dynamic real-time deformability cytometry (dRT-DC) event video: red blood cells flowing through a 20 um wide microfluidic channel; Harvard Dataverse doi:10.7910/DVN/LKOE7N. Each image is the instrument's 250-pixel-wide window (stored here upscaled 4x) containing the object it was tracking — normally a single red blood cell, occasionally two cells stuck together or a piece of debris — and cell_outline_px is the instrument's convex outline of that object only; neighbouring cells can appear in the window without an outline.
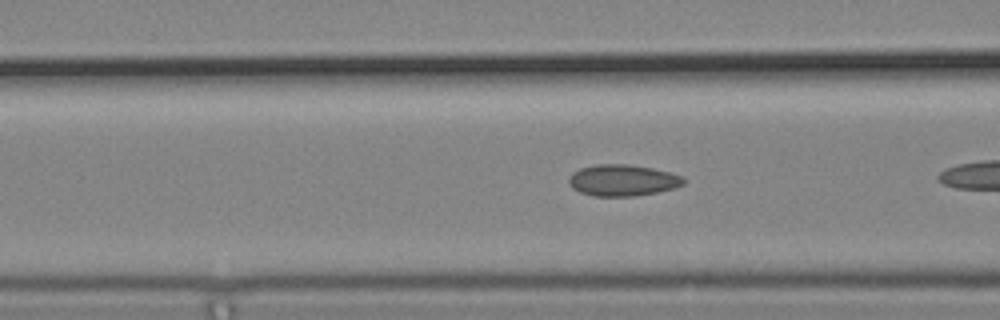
{"species": "common noctule bat (a hibernating species)", "species_latin": "Nyctalus noctula", "temperature_condition": "cold", "stored_images_in_passage": 17, "camera_frame_rate_fps": 3000, "um_per_image_px": 0.085, "animal": {"sex": "male", "body_mass_g": 19.2, "forearm_length_mm": 51.8}, "frame": {"image": 1, "passage_image": 5, "time_ms": 1.333, "image_size_px": [1000, 320], "cell_outline_px": [[684, 184], [676, 188], [636, 196], [592, 196], [580, 192], [572, 188], [568, 184], [568, 180], [572, 172], [580, 168], [596, 164], [628, 164], [652, 168], [672, 172], [684, 176]], "centroid_in_image_um": [52.93, 15.32], "position_along_channel_um": 113.7, "area_um2": 21.27}}
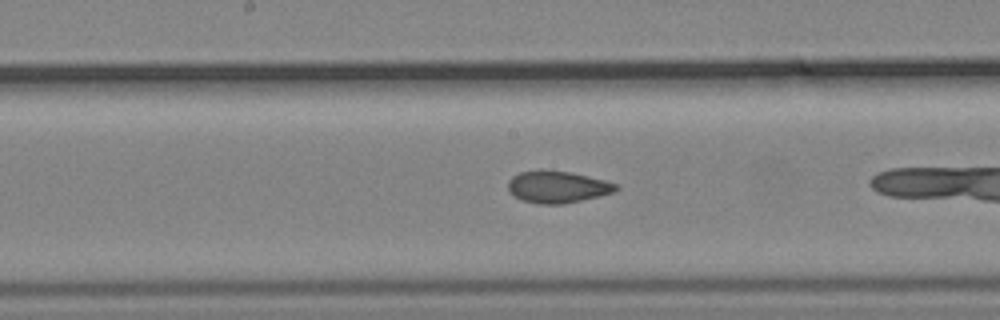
{"frame": {"image": 2, "passage_image": 12, "time_ms": 3.667, "image_size_px": [1000, 320], "cell_outline_px": [[620, 188], [616, 192], [600, 196], [564, 204], [536, 204], [520, 200], [508, 188], [508, 180], [512, 176], [520, 172], [540, 168], [572, 172], [604, 180], [616, 184]], "centroid_in_image_um": [47.38, 15.87], "position_along_channel_um": 200.8, "area_um2": 20.46}}
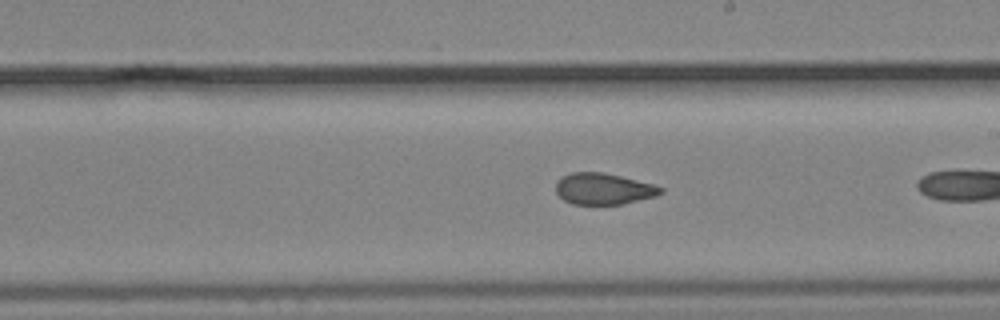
{"frame": {"image": 3, "passage_image": 15, "time_ms": 4.667, "image_size_px": [1000, 320], "cell_outline_px": [[664, 192], [656, 196], [624, 204], [572, 204], [564, 200], [556, 192], [556, 180], [560, 176], [572, 172], [600, 172], [620, 176], [656, 184], [664, 188]], "centroid_in_image_um": [51.31, 16.04], "position_along_channel_um": 237.7, "area_um2": 19.36}}